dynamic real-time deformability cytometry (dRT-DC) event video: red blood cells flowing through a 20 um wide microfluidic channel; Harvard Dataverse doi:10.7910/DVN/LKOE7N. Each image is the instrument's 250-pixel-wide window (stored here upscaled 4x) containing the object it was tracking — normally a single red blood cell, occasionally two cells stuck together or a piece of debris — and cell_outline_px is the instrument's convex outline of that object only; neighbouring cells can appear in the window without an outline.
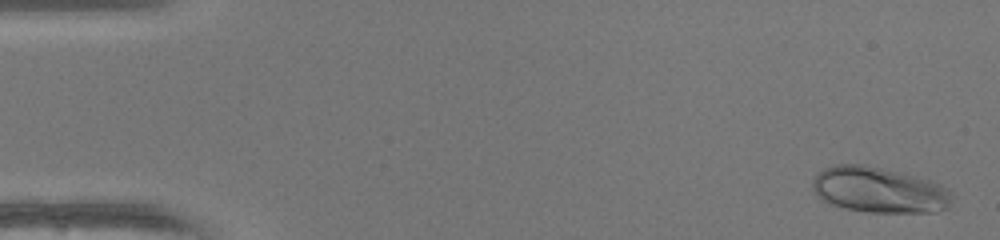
{"species": "human", "species_latin": "Homo sapiens", "temperature_condition": "warm", "stored_images_in_passage": 50, "camera_frame_rate_fps": 3000, "um_per_image_px": 0.085, "donor": {"sex": "female"}, "frame": {"image": 1, "passage_image": 2, "time_ms": 0.333, "image_size_px": [1000, 240], "cell_outline_px": [[952, 200], [948, 208], [936, 212], [868, 212], [844, 208], [832, 204], [824, 200], [812, 188], [812, 180], [824, 168], [836, 164], [864, 164], [928, 180], [940, 184], [952, 192]], "centroid_in_image_um": [74.74, 16.16], "position_along_channel_um": 10.3, "area_um2": 36.76}}
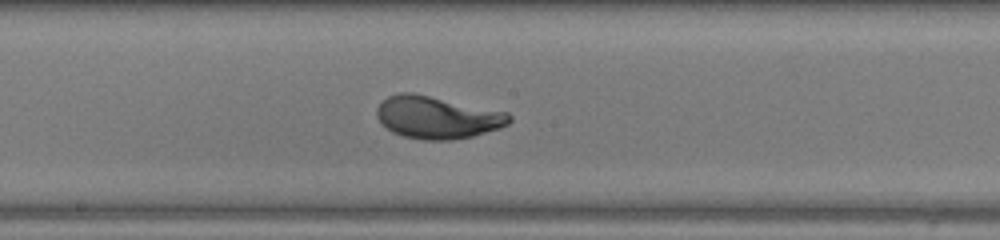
{"frame": {"image": 2, "passage_image": 27, "time_ms": 8.667, "image_size_px": [1000, 240], "cell_outline_px": [[512, 120], [508, 124], [500, 128], [472, 136], [452, 140], [424, 140], [404, 136], [392, 132], [376, 116], [376, 108], [388, 96], [400, 92], [412, 92], [508, 112], [512, 116]], "centroid_in_image_um": [37.18, 9.97], "position_along_channel_um": 211.0, "area_um2": 32.66}}
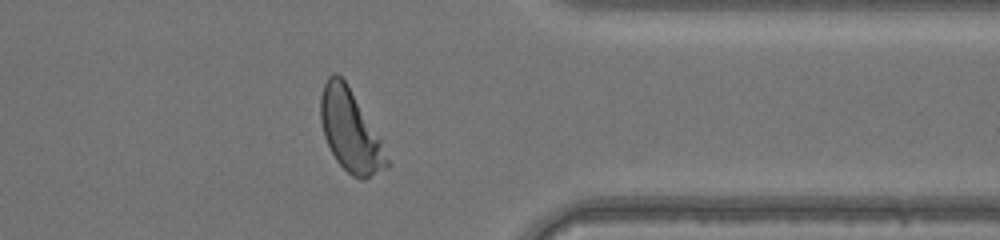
{"frame": {"image": 3, "passage_image": 40, "time_ms": 13.0, "image_size_px": [1000, 240], "cell_outline_px": [[388, 168], [364, 180], [360, 180], [352, 176], [336, 160], [324, 136], [320, 120], [320, 96], [324, 84], [328, 76], [332, 72], [336, 72], [348, 84], [380, 136], [388, 160]], "centroid_in_image_um": [29.78, 11.1], "position_along_channel_um": 381.6, "area_um2": 31.73}, "authors_computed_cell_mechanics": {"area_um2": 31.8478, "velocity_mm_per_s": 4.1639, "shape_relaxation_time_tau1_ms": 2.7071, "shape_relaxation_time_tau2_ms": null, "deformation_change_tau1": 0.1897, "deformation_change_tau2": null}}